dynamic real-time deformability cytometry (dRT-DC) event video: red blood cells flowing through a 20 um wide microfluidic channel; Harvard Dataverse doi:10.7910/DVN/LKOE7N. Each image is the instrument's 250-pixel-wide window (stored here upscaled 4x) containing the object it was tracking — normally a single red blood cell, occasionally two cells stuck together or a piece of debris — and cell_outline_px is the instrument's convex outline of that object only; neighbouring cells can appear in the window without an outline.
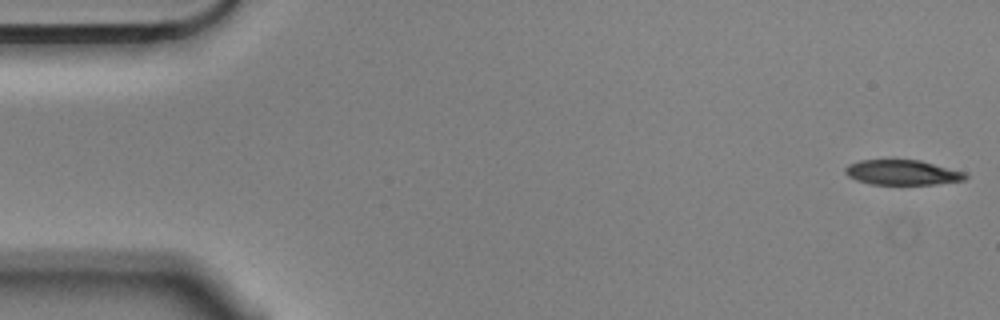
{"species": "Egyptian fruit bat (a non-hibernating species)", "species_latin": "Rousettus aegyptiacus", "temperature_condition": "cold", "stored_images_in_passage": 6, "camera_frame_rate_fps": 3000, "um_per_image_px": 0.085, "animal": {"sex": "male"}, "frame": {"image": 1, "passage_image": 1, "time_ms": 0.0, "image_size_px": [1000, 320], "cell_outline_px": [[968, 176], [964, 180], [936, 184], [872, 184], [856, 180], [848, 176], [844, 172], [844, 168], [848, 164], [860, 160], [892, 156], [920, 160], [964, 172]], "centroid_in_image_um": [76.62, 14.6], "position_along_channel_um": 8.4, "area_um2": 18.26}}
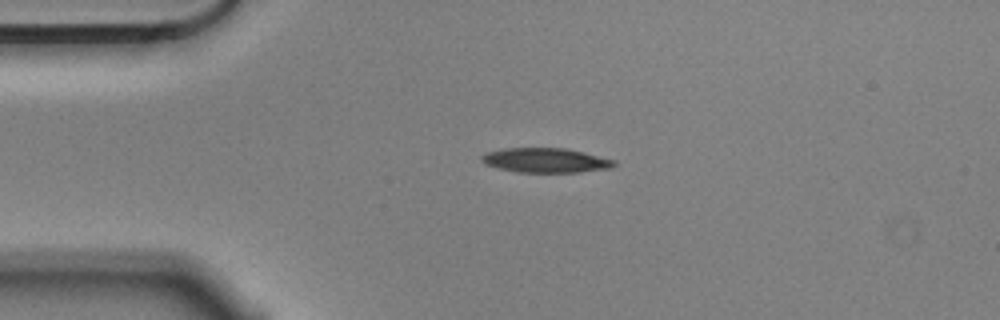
{"frame": {"image": 2, "passage_image": 4, "time_ms": 1.0, "image_size_px": [1000, 320], "cell_outline_px": [[616, 164], [612, 168], [580, 172], [516, 172], [484, 164], [480, 160], [480, 156], [488, 152], [504, 148], [568, 148], [616, 160]], "centroid_in_image_um": [46.4, 13.62], "position_along_channel_um": 38.6, "area_um2": 19.07}}
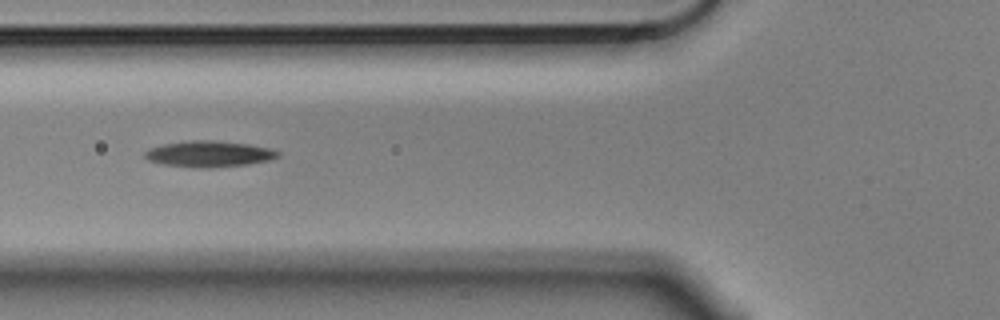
{"frame": {"image": 3, "passage_image": 6, "time_ms": 1.667, "image_size_px": [1000, 320], "cell_outline_px": [[280, 156], [268, 160], [248, 164], [212, 168], [200, 168], [164, 164], [148, 160], [144, 156], [144, 152], [148, 148], [164, 144], [192, 140], [212, 140], [248, 144], [272, 148], [280, 152]], "centroid_in_image_um": [17.78, 13.08], "position_along_channel_um": 108.0, "area_um2": 20.23}}